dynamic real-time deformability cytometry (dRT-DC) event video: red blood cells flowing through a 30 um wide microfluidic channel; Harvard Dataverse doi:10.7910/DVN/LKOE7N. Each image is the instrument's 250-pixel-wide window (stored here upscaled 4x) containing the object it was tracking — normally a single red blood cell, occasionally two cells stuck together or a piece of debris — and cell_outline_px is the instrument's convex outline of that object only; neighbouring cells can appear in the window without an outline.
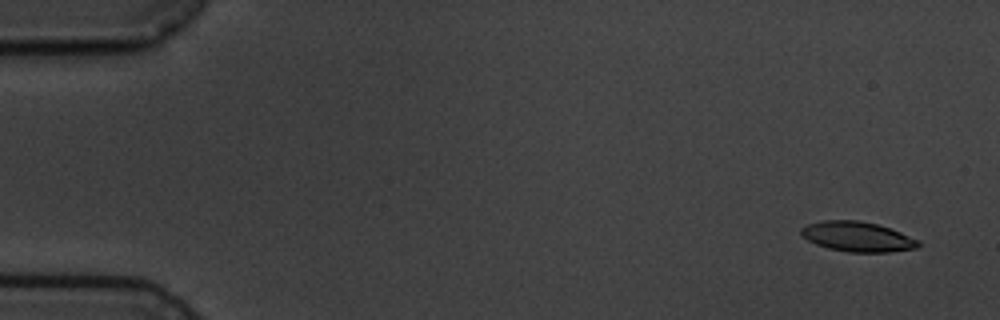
{"species": "common noctule bat (a hibernating species)", "species_latin": "Nyctalus noctula", "temperature_condition": "cold", "stored_images_in_passage": 5, "segment_of_instrument_passage": [1, 2], "camera_frame_rate_fps": 3000, "um_per_image_px": 0.085, "animal": {"sex": "male", "body_mass_g": 19.5, "forearm_length_mm": 54.6}, "frame": {"image": 1, "passage_image": 1, "time_ms": 0.0, "image_size_px": [1000, 320], "cell_outline_px": [[920, 244], [916, 248], [888, 252], [848, 252], [828, 248], [816, 244], [808, 240], [800, 232], [800, 228], [808, 224], [820, 220], [860, 220], [876, 224], [900, 232], [920, 240]], "centroid_in_image_um": [72.87, 20.11], "position_along_channel_um": 12.1, "area_um2": 20.4}}
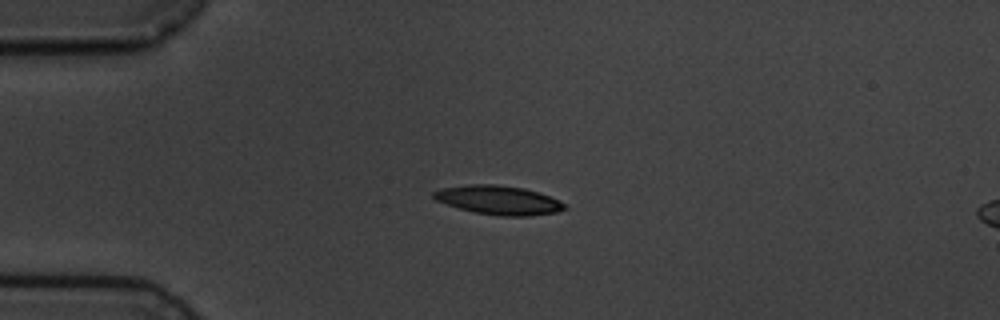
{"frame": {"image": 2, "passage_image": 4, "time_ms": 3.667, "image_size_px": [1000, 320], "cell_outline_px": [[568, 208], [556, 212], [528, 216], [500, 216], [476, 212], [460, 208], [436, 200], [432, 196], [432, 192], [444, 188], [468, 184], [496, 184], [524, 188], [540, 192], [560, 200], [568, 204]], "centroid_in_image_um": [42.45, 17.0], "position_along_channel_um": 42.5, "area_um2": 22.14}}